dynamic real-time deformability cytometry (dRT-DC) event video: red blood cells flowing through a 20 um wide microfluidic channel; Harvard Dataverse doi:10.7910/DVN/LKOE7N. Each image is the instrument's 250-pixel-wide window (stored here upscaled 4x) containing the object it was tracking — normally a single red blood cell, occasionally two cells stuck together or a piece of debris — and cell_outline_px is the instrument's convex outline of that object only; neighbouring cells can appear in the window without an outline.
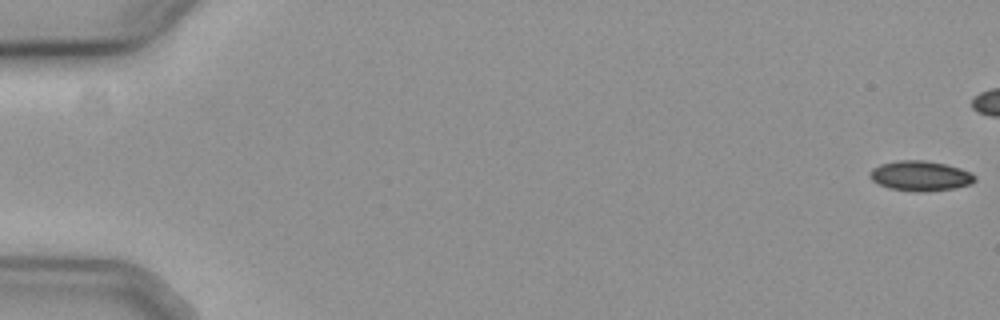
{"species": "common noctule bat (a hibernating species)", "species_latin": "Nyctalus noctula", "temperature_condition": "cold", "stored_images_in_passage": 4, "camera_frame_rate_fps": 3000, "um_per_image_px": 0.085, "animal": {"sex": "female", "body_mass_g": 19.3, "forearm_length_mm": 54.1}, "frame": {"image": 1, "passage_image": 1, "time_ms": 0.0, "image_size_px": [1000, 320], "cell_outline_px": [[976, 180], [972, 184], [952, 188], [920, 192], [916, 192], [888, 188], [872, 180], [868, 176], [868, 172], [872, 168], [880, 164], [896, 160], [924, 160], [944, 164], [960, 168], [972, 172], [976, 176]], "centroid_in_image_um": [78.21, 14.94], "position_along_channel_um": 6.8, "area_um2": 18.5}}